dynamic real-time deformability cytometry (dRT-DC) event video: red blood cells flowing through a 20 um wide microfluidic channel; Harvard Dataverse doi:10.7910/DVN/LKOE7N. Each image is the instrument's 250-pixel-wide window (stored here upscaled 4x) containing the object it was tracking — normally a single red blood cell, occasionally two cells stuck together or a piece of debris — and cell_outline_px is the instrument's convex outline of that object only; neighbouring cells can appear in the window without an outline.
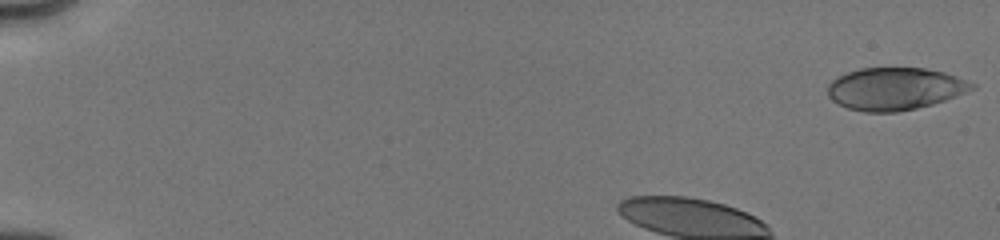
{"species": "human", "species_latin": "Homo sapiens", "temperature_condition": "cold", "stored_images_in_passage": 10, "camera_frame_rate_fps": 3000, "um_per_image_px": 0.085, "donor": {"sex": "male"}, "frame": {"image": 1, "passage_image": 1, "time_ms": 0.0, "image_size_px": [1000, 240], "cell_outline_px": [[976, 88], [956, 96], [932, 104], [916, 108], [896, 112], [864, 112], [848, 108], [832, 100], [828, 96], [828, 84], [836, 76], [860, 68], [924, 68], [944, 72], [956, 76], [976, 84]], "centroid_in_image_um": [76.06, 7.54], "position_along_channel_um": 8.9, "area_um2": 35.6}}
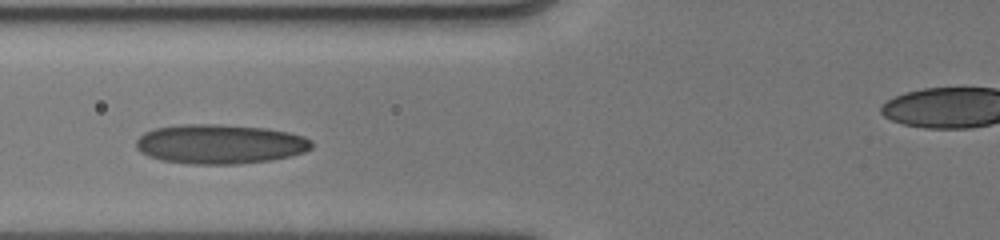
{"frame": {"image": 2, "passage_image": 9, "time_ms": 4.667, "image_size_px": [1000, 240], "cell_outline_px": [[312, 148], [304, 152], [292, 156], [268, 160], [240, 164], [188, 164], [160, 160], [148, 156], [140, 152], [136, 148], [136, 140], [144, 132], [156, 128], [180, 124], [220, 124], [268, 128], [288, 132], [304, 136], [312, 140]], "centroid_in_image_um": [18.69, 12.24], "position_along_channel_um": 107.1, "area_um2": 40.75}}